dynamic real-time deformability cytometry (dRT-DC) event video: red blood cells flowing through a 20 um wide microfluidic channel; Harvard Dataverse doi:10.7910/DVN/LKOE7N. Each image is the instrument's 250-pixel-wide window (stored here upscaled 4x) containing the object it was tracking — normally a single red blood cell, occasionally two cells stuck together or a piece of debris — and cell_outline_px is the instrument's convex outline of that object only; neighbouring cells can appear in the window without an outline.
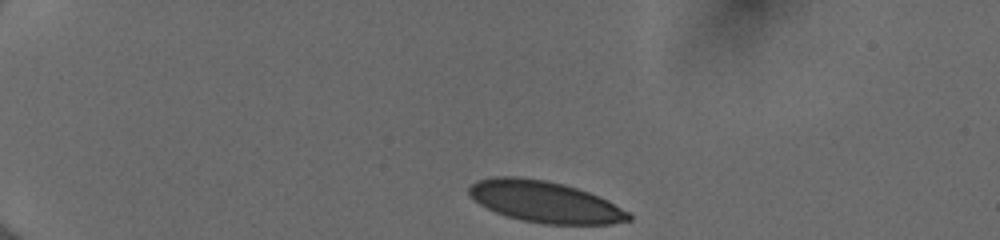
{"species": "human", "species_latin": "Homo sapiens", "temperature_condition": "cold", "stored_images_in_passage": 37, "camera_frame_rate_fps": 3000, "um_per_image_px": 0.085, "donor": {"sex": "female"}, "frame": {"image": 1, "passage_image": 1, "time_ms": 0.0, "image_size_px": [1000, 240], "cell_outline_px": [[632, 220], [612, 224], [544, 224], [520, 220], [496, 212], [480, 204], [468, 196], [468, 188], [476, 180], [492, 176], [516, 176], [544, 180], [564, 184], [588, 192], [608, 200], [628, 212], [632, 216]], "centroid_in_image_um": [46.29, 17.15], "position_along_channel_um": 38.7, "area_um2": 38.55}}
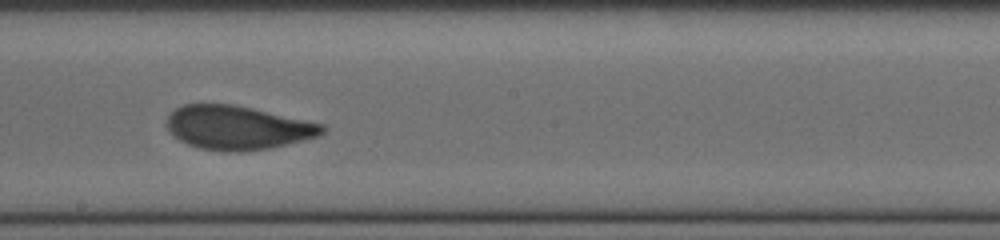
{"frame": {"image": 2, "passage_image": 21, "time_ms": 6.667, "image_size_px": [1000, 240], "cell_outline_px": [[324, 132], [320, 136], [268, 148], [240, 152], [224, 152], [200, 148], [188, 144], [172, 136], [168, 132], [164, 124], [168, 116], [176, 108], [184, 104], [232, 104], [252, 108], [324, 124]], "centroid_in_image_um": [20.14, 10.85], "position_along_channel_um": 228.1, "area_um2": 39.77}}
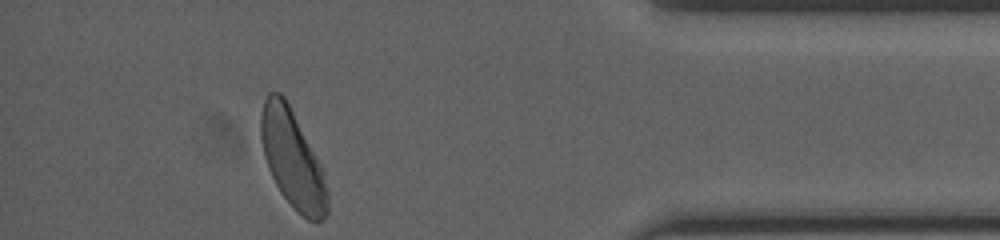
{"frame": {"image": 3, "passage_image": 37, "time_ms": 12.0, "image_size_px": [1000, 240], "cell_outline_px": [[328, 212], [320, 220], [308, 220], [296, 212], [280, 192], [268, 168], [264, 156], [260, 140], [260, 116], [264, 100], [268, 92], [280, 92], [284, 96], [320, 164], [324, 172], [328, 192]], "centroid_in_image_um": [24.84, 13.54], "position_along_channel_um": 410.4, "area_um2": 37.69}, "authors_computed_cell_mechanics": {"area_um2": 39.4774, "velocity_mm_per_s": 3.992, "shape_relaxation_time_tau1_ms": 4.1303, "shape_relaxation_time_tau2_ms": null, "deformation_change_tau1": 0.1416, "deformation_change_tau2": null}}